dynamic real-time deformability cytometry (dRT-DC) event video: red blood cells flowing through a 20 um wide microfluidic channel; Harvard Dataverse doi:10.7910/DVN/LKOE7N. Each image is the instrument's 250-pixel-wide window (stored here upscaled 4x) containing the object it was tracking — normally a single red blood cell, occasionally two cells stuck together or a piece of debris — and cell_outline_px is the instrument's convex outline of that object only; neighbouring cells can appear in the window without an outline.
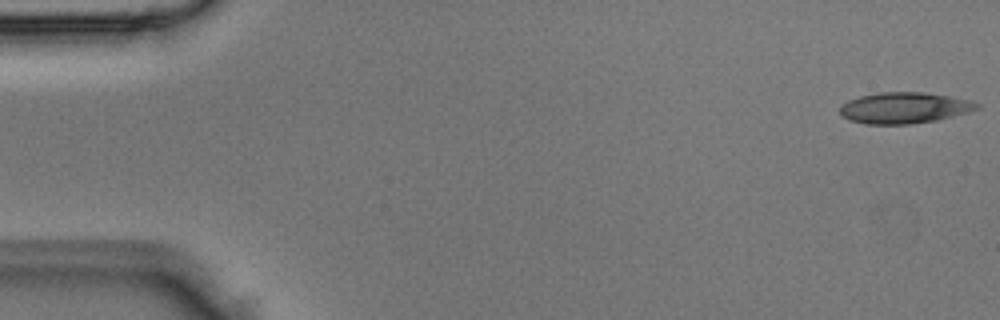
{"species": "Egyptian fruit bat (a non-hibernating species)", "species_latin": "Rousettus aegyptiacus", "temperature_condition": "room temperature", "stored_images_in_passage": 49, "camera_frame_rate_fps": 3000, "um_per_image_px": 0.085, "animal": {"sex": "male"}, "frame": {"image": 1, "passage_image": 1, "time_ms": 0.0, "image_size_px": [1000, 320], "cell_outline_px": [[980, 108], [968, 112], [936, 120], [912, 124], [868, 124], [848, 120], [840, 116], [840, 108], [848, 100], [860, 96], [880, 92], [924, 92], [948, 96], [968, 100], [980, 104]], "centroid_in_image_um": [76.84, 9.17], "position_along_channel_um": 8.2, "area_um2": 24.74}}
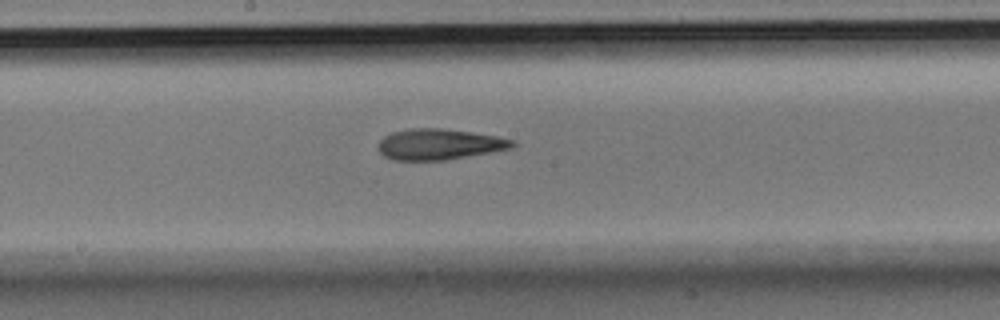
{"frame": {"image": 2, "passage_image": 26, "time_ms": 8.333, "image_size_px": [1000, 320], "cell_outline_px": [[516, 144], [512, 148], [444, 160], [392, 160], [384, 156], [376, 148], [380, 140], [384, 136], [392, 132], [408, 128], [440, 128], [472, 132], [496, 136], [516, 140]], "centroid_in_image_um": [37.31, 12.26], "position_along_channel_um": 210.9, "area_um2": 24.16}}
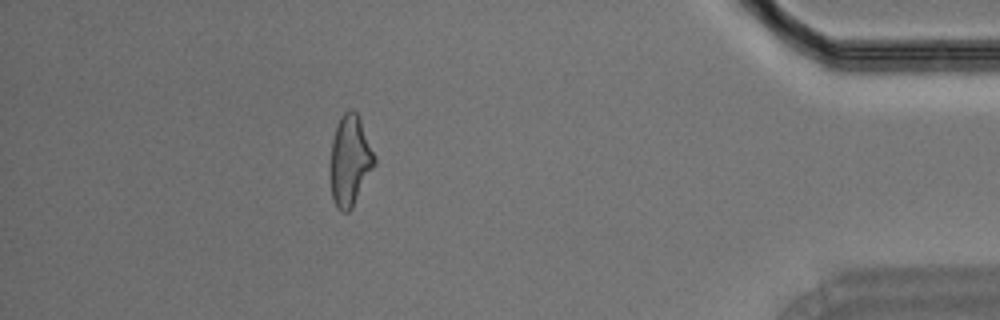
{"frame": {"image": 3, "passage_image": 44, "time_ms": 14.333, "image_size_px": [1000, 320], "cell_outline_px": [[376, 164], [352, 208], [348, 212], [340, 212], [336, 208], [332, 196], [328, 168], [332, 140], [340, 116], [348, 108], [352, 108], [360, 116], [376, 156]], "centroid_in_image_um": [29.74, 13.64], "position_along_channel_um": 405.5, "area_um2": 24.1}}